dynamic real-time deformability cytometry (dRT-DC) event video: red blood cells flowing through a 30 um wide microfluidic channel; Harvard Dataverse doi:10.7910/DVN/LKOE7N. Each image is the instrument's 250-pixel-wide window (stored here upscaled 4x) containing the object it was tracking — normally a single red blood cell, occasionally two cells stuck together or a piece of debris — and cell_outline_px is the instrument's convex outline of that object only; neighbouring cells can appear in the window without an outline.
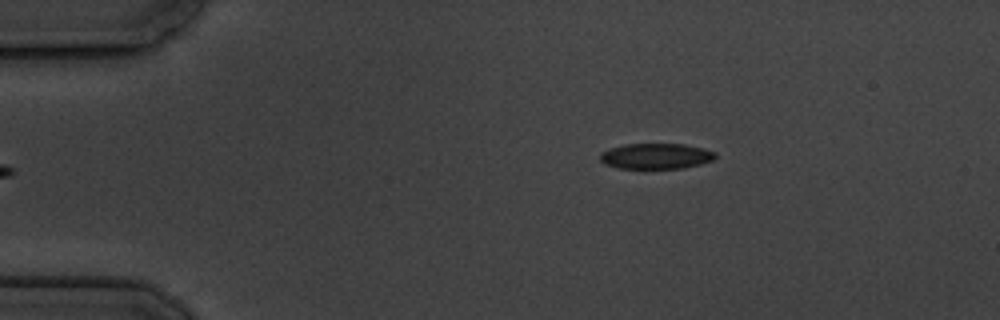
{"species": "common noctule bat (a hibernating species)", "species_latin": "Nyctalus noctula", "temperature_condition": "cold", "stored_images_in_passage": 6, "camera_frame_rate_fps": 3000, "um_per_image_px": 0.085, "animal": {"sex": "male", "body_mass_g": 19.5, "forearm_length_mm": 54.6}, "frame": {"image": 1, "passage_image": 6, "time_ms": 6.0, "image_size_px": [1000, 320], "cell_outline_px": [[716, 156], [712, 160], [700, 164], [684, 168], [644, 172], [616, 168], [604, 164], [600, 160], [600, 152], [624, 144], [684, 144], [704, 148], [716, 152]], "centroid_in_image_um": [55.72, 13.33], "position_along_channel_um": 29.3, "area_um2": 18.21}}